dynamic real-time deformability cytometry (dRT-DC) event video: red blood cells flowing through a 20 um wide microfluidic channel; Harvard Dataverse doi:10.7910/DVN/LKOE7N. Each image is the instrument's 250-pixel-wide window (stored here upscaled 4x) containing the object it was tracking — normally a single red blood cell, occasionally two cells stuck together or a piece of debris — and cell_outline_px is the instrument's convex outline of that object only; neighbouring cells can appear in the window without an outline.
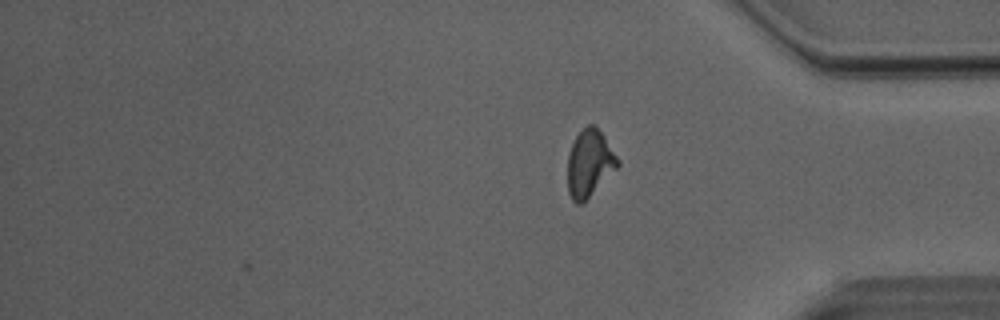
{"species": "Egyptian fruit bat (a non-hibernating species)", "species_latin": "Rousettus aegyptiacus", "temperature_condition": "room temperature", "stored_images_in_passage": 31, "camera_frame_rate_fps": 3000, "um_per_image_px": 0.085, "animal": {"sex": "male"}, "frame": {"image": 1, "passage_image": 31, "time_ms": 10.0, "image_size_px": [1000, 320], "cell_outline_px": [[620, 164], [580, 204], [576, 204], [572, 200], [568, 192], [568, 152], [576, 136], [588, 124], [592, 124], [604, 136], [620, 160]], "centroid_in_image_um": [50.09, 13.86], "position_along_channel_um": 385.1, "area_um2": 19.02}, "authors_computed_cell_mechanics": {"area_um2": 19.4208, "velocity_mm_per_s": 4.054, "shape_relaxation_time_tau1_ms": 4.975, "shape_relaxation_time_tau2_ms": 2.017, "deformation_change_tau1": 0.1753, "deformation_change_tau2": 0.1}}